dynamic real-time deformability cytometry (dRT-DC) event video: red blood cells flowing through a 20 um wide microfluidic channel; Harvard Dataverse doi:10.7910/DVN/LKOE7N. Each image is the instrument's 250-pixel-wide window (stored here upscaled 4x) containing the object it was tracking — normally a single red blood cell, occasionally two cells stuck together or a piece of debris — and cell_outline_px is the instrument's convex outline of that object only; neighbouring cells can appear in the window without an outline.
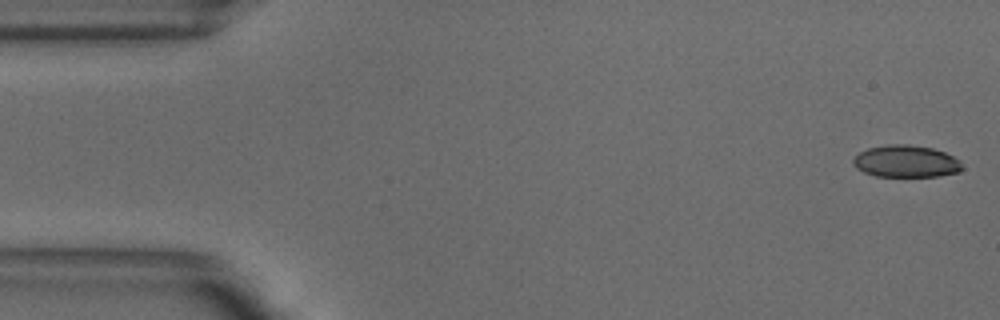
{"species": "common noctule bat (a hibernating species)", "species_latin": "Nyctalus noctula", "temperature_condition": "warm", "stored_images_in_passage": 10, "camera_frame_rate_fps": 3000, "um_per_image_px": 0.085, "animal": {"sex": "male", "body_mass_g": 18.8}, "frame": {"image": 1, "passage_image": 1, "time_ms": 0.0, "image_size_px": [1000, 320], "cell_outline_px": [[964, 168], [960, 172], [940, 176], [876, 176], [864, 172], [856, 168], [852, 164], [852, 160], [860, 152], [868, 148], [888, 144], [908, 144], [932, 148], [944, 152], [960, 160]], "centroid_in_image_um": [77.03, 13.71], "position_along_channel_um": 8.0, "area_um2": 20.46}}